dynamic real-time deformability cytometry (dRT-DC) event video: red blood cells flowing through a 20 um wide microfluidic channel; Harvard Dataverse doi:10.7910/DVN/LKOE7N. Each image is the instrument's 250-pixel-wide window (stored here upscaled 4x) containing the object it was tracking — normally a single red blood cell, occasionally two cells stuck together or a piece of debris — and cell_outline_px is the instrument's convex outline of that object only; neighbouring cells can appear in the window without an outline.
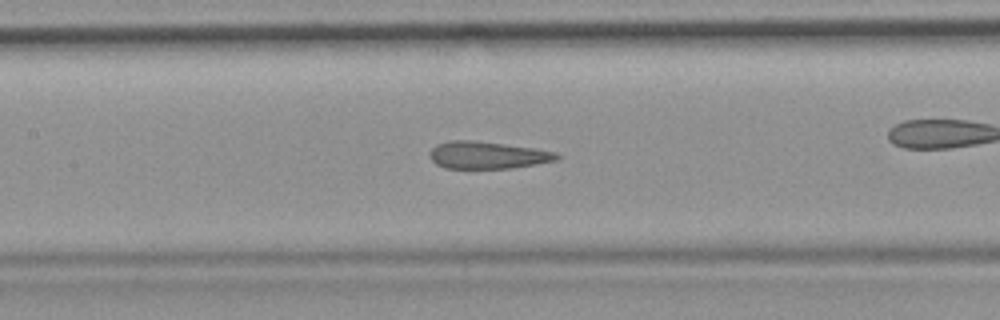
{"species": "common noctule bat (a hibernating species)", "species_latin": "Nyctalus noctula", "temperature_condition": "room temperature", "stored_images_in_passage": 50, "camera_frame_rate_fps": 3000, "um_per_image_px": 0.085, "animal": {"sex": "female", "body_mass_g": 19.9}, "frame": {"image": 1, "passage_image": 22, "time_ms": 7.0, "image_size_px": [1000, 320], "cell_outline_px": [[560, 156], [556, 160], [536, 164], [512, 168], [444, 168], [436, 164], [432, 160], [432, 148], [436, 144], [452, 140], [468, 140], [504, 144], [536, 148], [556, 152]], "centroid_in_image_um": [41.46, 13.19], "position_along_channel_um": 165.9, "area_um2": 19.94}, "authors_computed_cell_mechanics": {"area_um2": 21.2126, "velocity_mm_per_s": 3.9651, "shape_relaxation_time_tau1_ms": null, "shape_relaxation_time_tau2_ms": 1.9605, "deformation_change_tau1": null, "deformation_change_tau2": 0.1203}}